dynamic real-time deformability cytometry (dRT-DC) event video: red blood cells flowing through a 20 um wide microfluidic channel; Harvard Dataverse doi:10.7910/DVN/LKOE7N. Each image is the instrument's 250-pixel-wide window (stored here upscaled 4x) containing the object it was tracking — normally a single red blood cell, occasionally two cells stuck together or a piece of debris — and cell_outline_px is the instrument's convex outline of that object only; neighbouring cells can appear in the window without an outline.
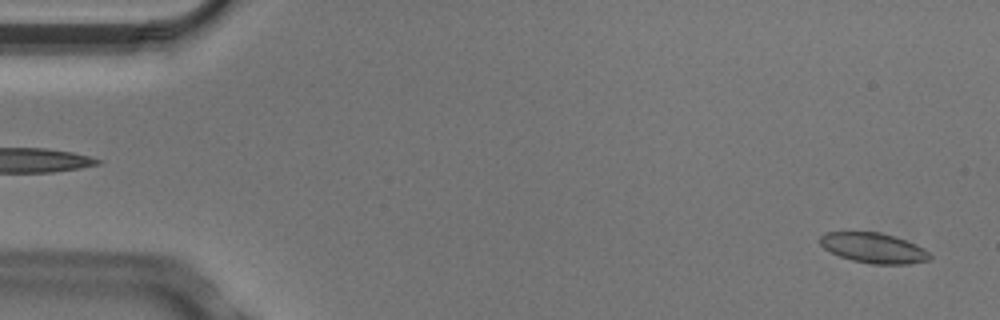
{"species": "Egyptian fruit bat (a non-hibernating species)", "species_latin": "Rousettus aegyptiacus", "temperature_condition": "cold", "stored_images_in_passage": 5, "segment_of_instrument_passage": [2, 2], "camera_frame_rate_fps": 3000, "um_per_image_px": 0.085, "animal": {"sex": "male"}, "frame": {"image": 1, "passage_image": 5, "time_ms": 1.333, "image_size_px": [1000, 320], "cell_outline_px": [[932, 260], [908, 264], [872, 264], [852, 260], [840, 256], [824, 248], [820, 244], [820, 236], [824, 232], [880, 232], [916, 244], [924, 248], [932, 256]], "centroid_in_image_um": [74.27, 21.08], "position_along_channel_um": 10.7, "area_um2": 19.25}}